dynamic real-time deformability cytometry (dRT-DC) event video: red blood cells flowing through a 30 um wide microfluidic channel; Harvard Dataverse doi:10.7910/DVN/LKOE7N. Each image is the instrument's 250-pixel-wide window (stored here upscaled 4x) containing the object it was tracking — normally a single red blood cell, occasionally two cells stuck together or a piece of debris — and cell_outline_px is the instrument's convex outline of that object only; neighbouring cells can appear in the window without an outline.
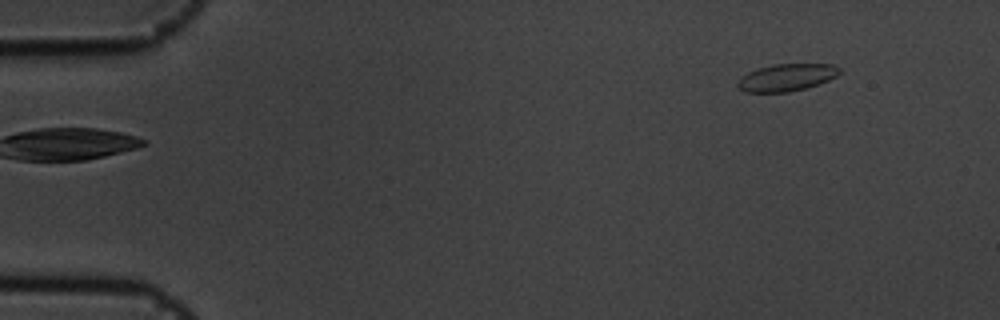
{"species": "common noctule bat (a hibernating species)", "species_latin": "Nyctalus noctula", "temperature_condition": "cold", "stored_images_in_passage": 4, "camera_frame_rate_fps": 3000, "um_per_image_px": 0.085, "animal": {"sex": "male", "body_mass_g": 19.5, "forearm_length_mm": 54.6}, "frame": {"image": 1, "passage_image": 4, "time_ms": 1.0, "image_size_px": [1000, 320], "cell_outline_px": [[840, 72], [836, 76], [820, 84], [788, 92], [744, 92], [736, 84], [748, 72], [756, 68], [772, 64], [832, 64], [840, 68]], "centroid_in_image_um": [66.87, 6.58], "position_along_channel_um": 18.1, "area_um2": 16.07}}